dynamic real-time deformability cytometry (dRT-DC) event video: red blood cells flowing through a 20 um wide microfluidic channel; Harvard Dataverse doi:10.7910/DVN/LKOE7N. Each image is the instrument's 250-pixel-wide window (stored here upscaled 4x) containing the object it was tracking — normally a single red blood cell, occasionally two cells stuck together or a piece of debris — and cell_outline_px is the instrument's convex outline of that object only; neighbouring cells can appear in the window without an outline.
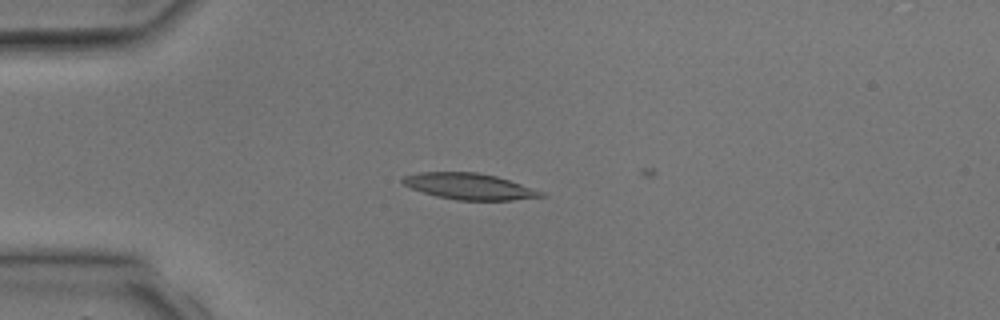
{"species": "common noctule bat (a hibernating species)", "species_latin": "Nyctalus noctula", "temperature_condition": "room temperature", "stored_images_in_passage": 2, "camera_frame_rate_fps": 3000, "um_per_image_px": 0.085, "animal": {"sex": "male", "body_mass_g": 17.9, "forearm_length_mm": 54.2}, "frame": {"image": 1, "passage_image": 2, "time_ms": 1.333, "image_size_px": [1000, 320], "cell_outline_px": [[548, 196], [512, 200], [456, 200], [436, 196], [412, 188], [404, 184], [400, 180], [404, 176], [420, 172], [476, 172], [496, 176], [544, 192]], "centroid_in_image_um": [39.9, 15.84], "position_along_channel_um": 45.1, "area_um2": 20.92}}